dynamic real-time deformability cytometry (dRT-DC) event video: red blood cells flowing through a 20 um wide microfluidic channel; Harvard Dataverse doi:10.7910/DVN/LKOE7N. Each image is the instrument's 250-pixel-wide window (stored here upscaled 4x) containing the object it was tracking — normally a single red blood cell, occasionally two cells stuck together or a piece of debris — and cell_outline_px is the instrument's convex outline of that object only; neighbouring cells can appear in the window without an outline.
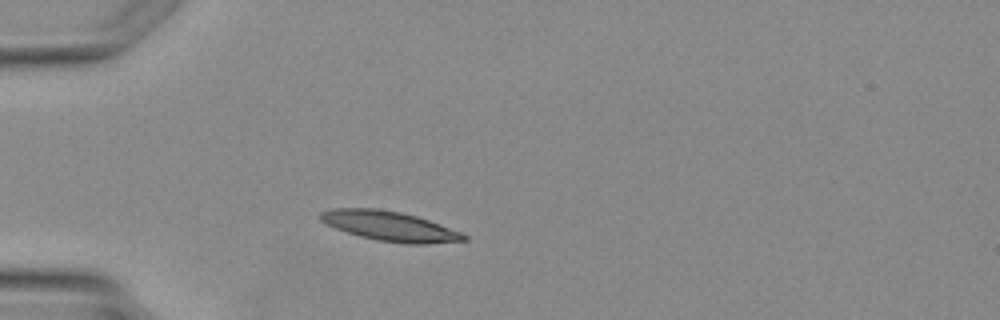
{"species": "Egyptian fruit bat (a non-hibernating species)", "species_latin": "Rousettus aegyptiacus", "temperature_condition": "warm", "stored_images_in_passage": 1, "camera_frame_rate_fps": 3000, "um_per_image_px": 0.085, "animal": {"sex": "female"}, "frame": {"image": 1, "passage_image": 1, "time_ms": 0.0, "image_size_px": [1000, 320], "cell_outline_px": [[468, 240], [428, 244], [408, 244], [376, 240], [360, 236], [336, 228], [320, 220], [320, 212], [332, 208], [380, 208], [400, 212], [416, 216], [428, 220], [460, 232], [468, 236]], "centroid_in_image_um": [33.13, 19.22], "position_along_channel_um": 51.9, "area_um2": 24.68}}